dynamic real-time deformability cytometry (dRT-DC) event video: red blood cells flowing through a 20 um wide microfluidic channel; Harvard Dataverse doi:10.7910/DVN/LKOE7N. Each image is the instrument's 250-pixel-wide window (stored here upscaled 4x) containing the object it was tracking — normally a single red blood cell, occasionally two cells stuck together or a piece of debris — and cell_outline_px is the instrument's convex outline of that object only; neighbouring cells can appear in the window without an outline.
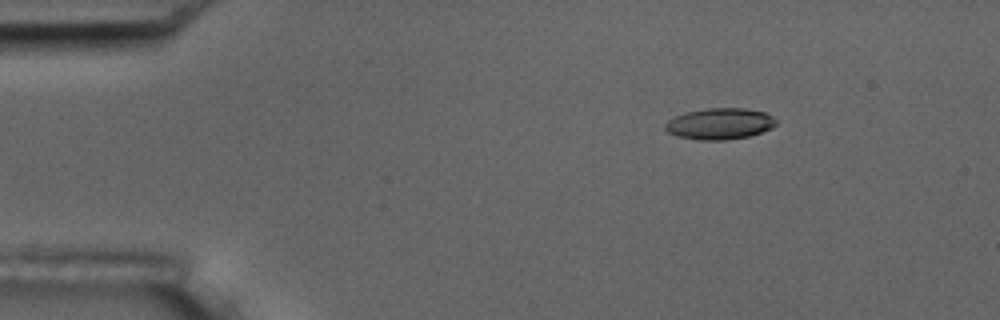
{"species": "common noctule bat (a hibernating species)", "species_latin": "Nyctalus noctula", "temperature_condition": "room temperature", "stored_images_in_passage": 5, "camera_frame_rate_fps": 3000, "um_per_image_px": 0.085, "animal": {"sex": "male", "body_mass_g": 17.5, "forearm_length_mm": 52.3}, "frame": {"image": 1, "passage_image": 3, "time_ms": 2.333, "image_size_px": [1000, 320], "cell_outline_px": [[776, 124], [772, 128], [748, 136], [728, 140], [700, 140], [676, 136], [668, 132], [664, 128], [664, 124], [668, 120], [684, 112], [708, 108], [744, 108], [764, 112], [772, 116], [776, 120]], "centroid_in_image_um": [61.15, 10.52], "position_along_channel_um": 23.8, "area_um2": 20.23}}